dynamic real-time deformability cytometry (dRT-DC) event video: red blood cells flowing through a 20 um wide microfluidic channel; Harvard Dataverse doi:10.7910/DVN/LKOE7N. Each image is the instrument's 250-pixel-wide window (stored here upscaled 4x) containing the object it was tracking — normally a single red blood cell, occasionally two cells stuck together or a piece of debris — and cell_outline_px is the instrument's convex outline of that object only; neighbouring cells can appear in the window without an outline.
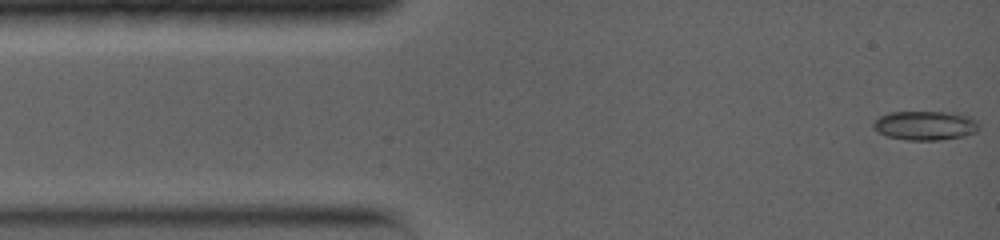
{"species": "common noctule bat (a hibernating species)", "species_latin": "Nyctalus noctula", "temperature_condition": "warm", "stored_images_in_passage": 38, "camera_frame_rate_fps": 5000, "um_per_image_px": 0.085, "animal": {"sex": "female", "body_mass_g": 19.0, "forearm_length_mm": 56.7}, "frame": {"image": 1, "passage_image": 1, "time_ms": 0.0, "image_size_px": [1000, 240], "cell_outline_px": [[976, 132], [960, 136], [940, 140], [908, 140], [888, 136], [880, 132], [872, 124], [880, 116], [888, 112], [948, 112], [964, 116], [976, 120]], "centroid_in_image_um": [78.6, 10.66], "position_along_channel_um": 6.4, "area_um2": 17.4}}
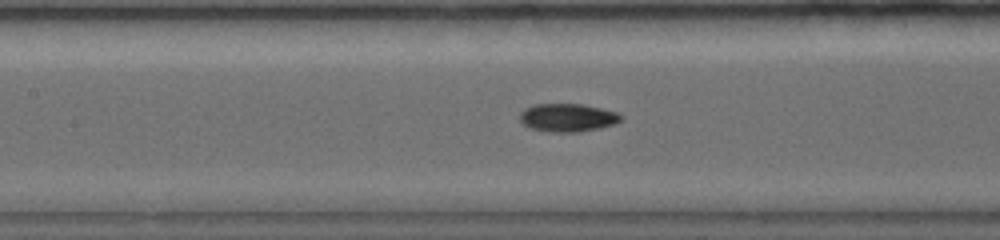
{"frame": {"image": 2, "passage_image": 12, "time_ms": 5.8, "image_size_px": [1000, 240], "cell_outline_px": [[624, 116], [620, 120], [612, 124], [600, 128], [580, 132], [548, 132], [528, 128], [520, 120], [520, 112], [524, 108], [532, 104], [584, 104], [616, 112]], "centroid_in_image_um": [48.21, 10.0], "position_along_channel_um": 159.2, "area_um2": 16.7}}
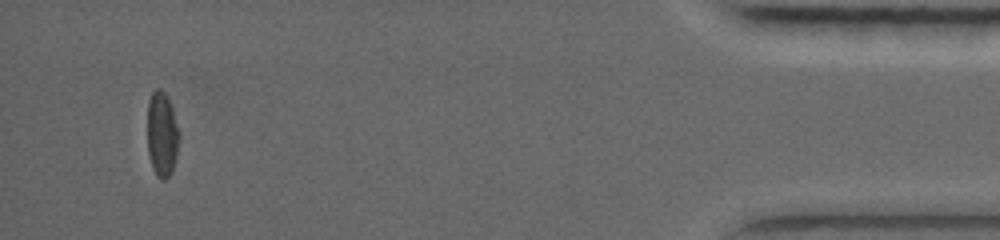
{"frame": {"image": 3, "passage_image": 34, "time_ms": 14.8, "image_size_px": [1000, 240], "cell_outline_px": [[180, 136], [176, 156], [172, 172], [164, 180], [160, 180], [156, 176], [152, 168], [148, 152], [148, 100], [152, 92], [156, 88], [160, 88], [164, 92], [172, 108], [180, 132]], "centroid_in_image_um": [13.77, 11.43], "position_along_channel_um": 421.4, "area_um2": 15.84}, "authors_computed_cell_mechanics": {"area_um2": 16.0106, "velocity_mm_per_s": 3.9442, "shape_relaxation_time_tau1_ms": 9.4421, "shape_relaxation_time_tau2_ms": 3.3639, "deformation_change_tau1": 0.215, "deformation_change_tau2": 0.075}}